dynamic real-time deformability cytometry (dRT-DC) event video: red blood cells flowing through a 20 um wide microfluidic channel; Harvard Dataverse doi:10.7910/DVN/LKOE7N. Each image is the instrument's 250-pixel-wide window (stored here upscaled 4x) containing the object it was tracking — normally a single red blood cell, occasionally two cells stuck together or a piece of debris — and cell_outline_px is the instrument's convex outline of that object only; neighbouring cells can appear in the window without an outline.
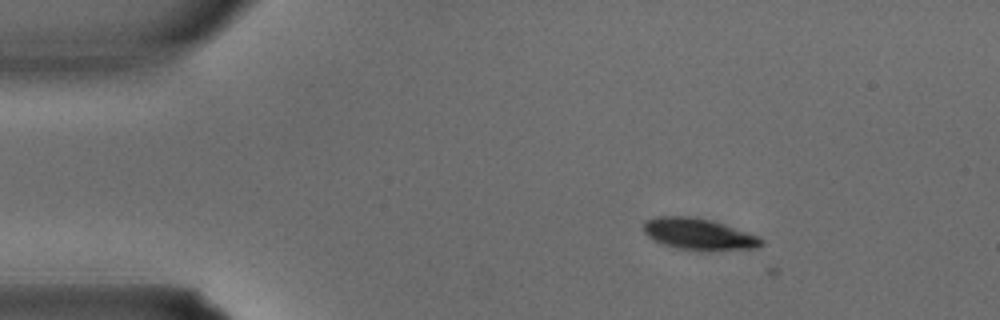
{"species": "common noctule bat (a hibernating species)", "species_latin": "Nyctalus noctula", "temperature_condition": "warm", "stored_images_in_passage": 2, "camera_frame_rate_fps": 3000, "um_per_image_px": 0.085, "animal": {"sex": "male", "body_mass_g": 15.6}, "frame": {"image": 1, "passage_image": 1, "time_ms": 0.0, "image_size_px": [1000, 320], "cell_outline_px": [[764, 244], [756, 248], [676, 248], [664, 244], [648, 236], [644, 232], [644, 220], [660, 216], [688, 216], [712, 220], [724, 224], [756, 236], [764, 240]], "centroid_in_image_um": [59.34, 19.85], "position_along_channel_um": 25.7, "area_um2": 20.52}}